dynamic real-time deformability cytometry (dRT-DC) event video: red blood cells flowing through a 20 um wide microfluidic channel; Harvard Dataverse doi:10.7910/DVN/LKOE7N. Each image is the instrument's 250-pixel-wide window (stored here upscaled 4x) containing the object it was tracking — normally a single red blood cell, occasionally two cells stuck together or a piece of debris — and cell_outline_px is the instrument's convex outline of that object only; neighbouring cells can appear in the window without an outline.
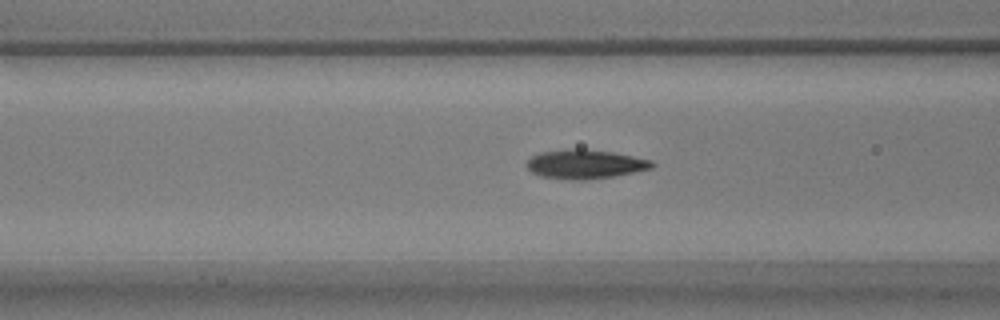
{"species": "common noctule bat (a hibernating species)", "species_latin": "Nyctalus noctula", "temperature_condition": "warm", "stored_images_in_passage": 39, "segment_of_instrument_passage": [1, 2], "camera_frame_rate_fps": 3000, "um_per_image_px": 0.085, "animal": {"sex": "male", "body_mass_g": 17.9}, "frame": {"image": 1, "passage_image": 5, "time_ms": 1.333, "image_size_px": [1000, 320], "cell_outline_px": [[656, 164], [652, 168], [616, 176], [584, 180], [572, 180], [540, 176], [532, 172], [524, 164], [532, 156], [540, 152], [568, 148], [580, 148], [612, 152], [652, 160]], "centroid_in_image_um": [49.72, 13.95], "position_along_channel_um": 116.9, "area_um2": 21.44}}
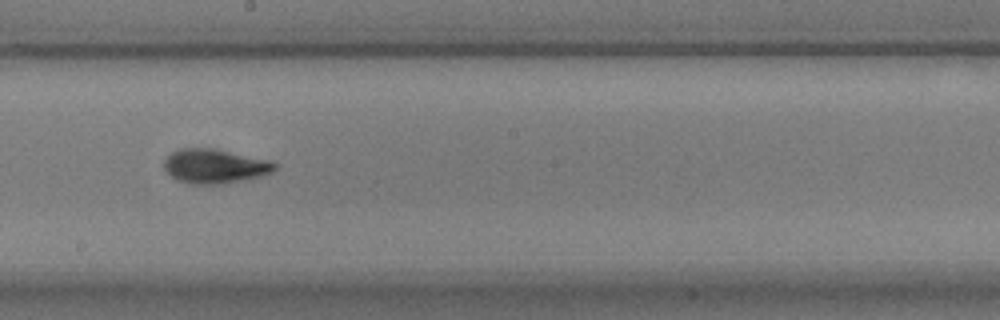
{"frame": {"image": 2, "passage_image": 14, "time_ms": 4.333, "image_size_px": [1000, 320], "cell_outline_px": [[276, 168], [272, 172], [260, 176], [220, 184], [192, 184], [176, 180], [164, 168], [164, 160], [172, 152], [180, 148], [216, 148], [272, 160], [276, 164]], "centroid_in_image_um": [18.27, 14.1], "position_along_channel_um": 229.9, "area_um2": 22.2}}
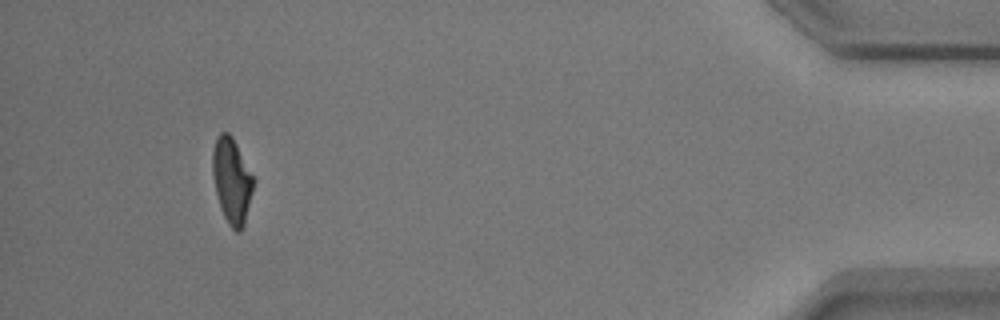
{"frame": {"image": 3, "passage_image": 34, "time_ms": 11.0, "image_size_px": [1000, 320], "cell_outline_px": [[256, 180], [244, 224], [240, 232], [236, 232], [228, 224], [224, 216], [216, 192], [212, 172], [212, 152], [216, 136], [220, 132], [228, 132], [232, 136]], "centroid_in_image_um": [19.71, 15.33], "position_along_channel_um": 415.5, "area_um2": 20.46}}